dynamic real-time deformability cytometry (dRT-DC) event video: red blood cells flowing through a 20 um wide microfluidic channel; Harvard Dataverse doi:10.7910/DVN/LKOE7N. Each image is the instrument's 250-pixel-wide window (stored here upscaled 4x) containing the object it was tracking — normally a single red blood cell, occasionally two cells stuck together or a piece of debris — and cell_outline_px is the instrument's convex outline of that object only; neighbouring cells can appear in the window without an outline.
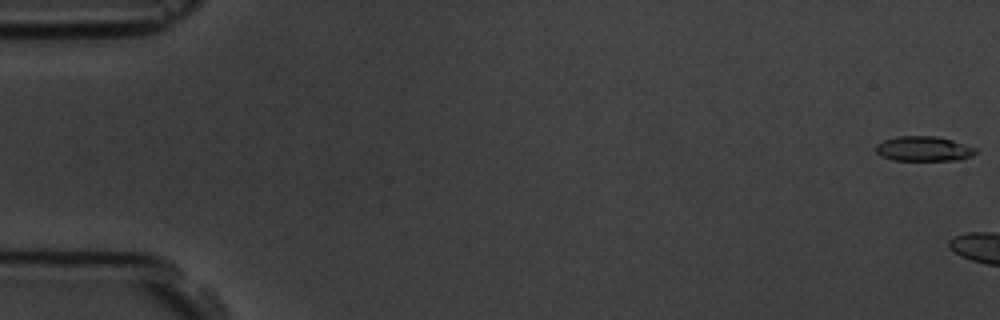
{"species": "common noctule bat (a hibernating species)", "species_latin": "Nyctalus noctula", "temperature_condition": "room temperature", "stored_images_in_passage": 8, "camera_frame_rate_fps": 3000, "um_per_image_px": 0.085, "animal": {"sex": "male", "body_mass_g": 19.5, "forearm_length_mm": 54.6}, "frame": {"image": 1, "passage_image": 1, "time_ms": 0.0, "image_size_px": [1000, 320], "cell_outline_px": [[976, 152], [972, 156], [960, 160], [892, 160], [880, 156], [876, 152], [876, 144], [884, 140], [896, 136], [936, 136], [952, 140], [976, 148]], "centroid_in_image_um": [78.49, 12.65], "position_along_channel_um": 6.5, "area_um2": 14.51}}